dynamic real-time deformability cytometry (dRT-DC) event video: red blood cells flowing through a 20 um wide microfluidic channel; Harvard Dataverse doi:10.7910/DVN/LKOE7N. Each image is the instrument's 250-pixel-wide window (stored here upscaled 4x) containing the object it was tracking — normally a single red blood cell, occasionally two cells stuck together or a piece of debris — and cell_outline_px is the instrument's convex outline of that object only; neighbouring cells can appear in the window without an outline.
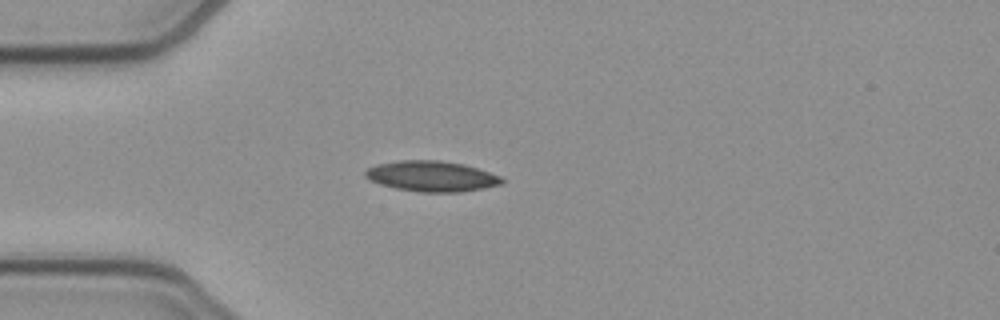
{"species": "common noctule bat (a hibernating species)", "species_latin": "Nyctalus noctula", "temperature_condition": "cold", "stored_images_in_passage": 39, "camera_frame_rate_fps": 3000, "um_per_image_px": 0.085, "animal": {"sex": "female", "body_mass_g": 21.9}, "frame": {"image": 1, "passage_image": 1, "time_ms": 0.0, "image_size_px": [1000, 320], "cell_outline_px": [[504, 184], [484, 188], [460, 192], [420, 192], [396, 188], [380, 184], [368, 180], [364, 176], [364, 172], [368, 168], [376, 164], [400, 160], [440, 160], [464, 164], [500, 176], [504, 180]], "centroid_in_image_um": [36.67, 14.98], "position_along_channel_um": 48.3, "area_um2": 24.39}}
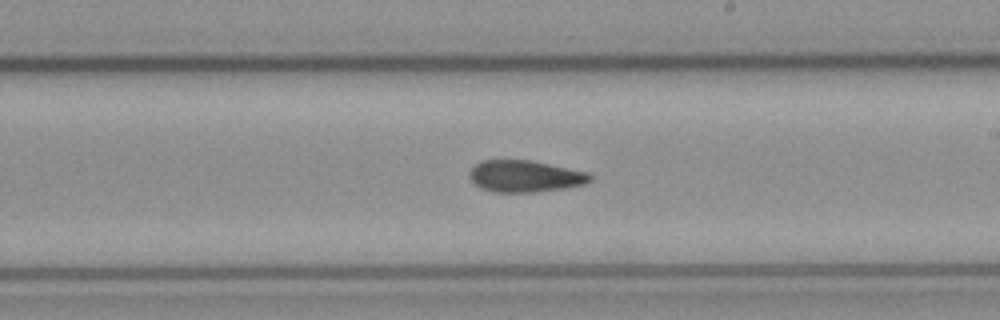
{"frame": {"image": 2, "passage_image": 17, "time_ms": 5.333, "image_size_px": [1000, 320], "cell_outline_px": [[592, 180], [588, 184], [568, 188], [536, 192], [492, 192], [480, 188], [468, 176], [468, 172], [480, 160], [528, 160], [588, 172], [592, 176]], "centroid_in_image_um": [44.64, 14.99], "position_along_channel_um": 244.4, "area_um2": 22.48}}
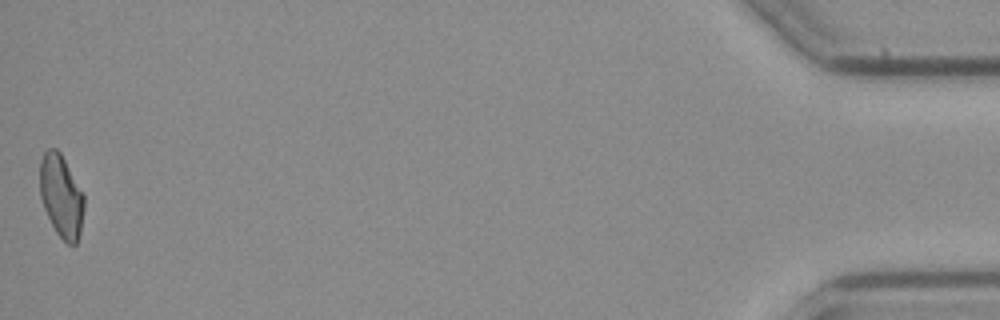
{"frame": {"image": 3, "passage_image": 39, "time_ms": 12.667, "image_size_px": [1000, 320], "cell_outline_px": [[84, 208], [80, 232], [76, 244], [68, 244], [56, 232], [44, 208], [40, 196], [40, 160], [44, 152], [48, 148], [56, 148], [60, 152], [84, 196]], "centroid_in_image_um": [5.19, 16.66], "position_along_channel_um": 430.0, "area_um2": 20.98}, "authors_computed_cell_mechanics": {"area_um2": 22.4264, "velocity_mm_per_s": 3.928, "shape_relaxation_time_tau1_ms": null, "shape_relaxation_time_tau2_ms": 4.2899, "deformation_change_tau1": null, "deformation_change_tau2": 0.1087}}